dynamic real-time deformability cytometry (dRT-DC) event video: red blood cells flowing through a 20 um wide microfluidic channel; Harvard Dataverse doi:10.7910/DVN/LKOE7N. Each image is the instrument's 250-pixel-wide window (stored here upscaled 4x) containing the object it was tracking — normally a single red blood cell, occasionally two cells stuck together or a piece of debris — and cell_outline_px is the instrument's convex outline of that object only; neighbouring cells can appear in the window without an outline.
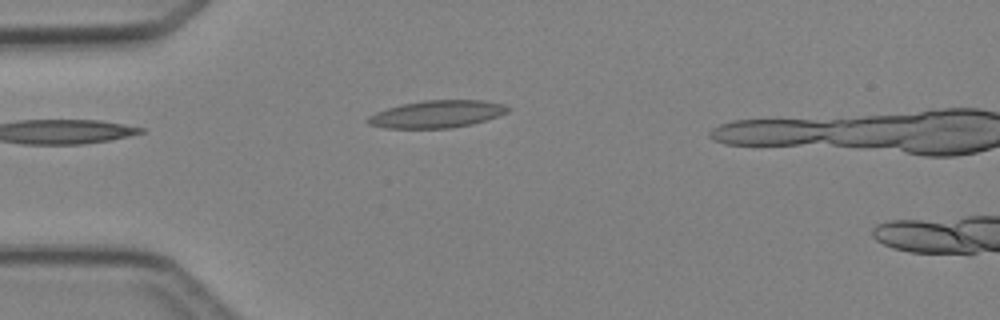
{"species": "Egyptian fruit bat (a non-hibernating species)", "species_latin": "Rousettus aegyptiacus", "temperature_condition": "cold", "stored_images_in_passage": 5, "camera_frame_rate_fps": 3000, "um_per_image_px": 0.085, "animal": {"sex": "female"}, "frame": {"image": 1, "passage_image": 3, "time_ms": 3.333, "image_size_px": [1000, 320], "cell_outline_px": [[512, 108], [508, 112], [472, 124], [452, 128], [384, 128], [368, 124], [368, 116], [376, 112], [400, 104], [424, 100], [484, 100], [504, 104]], "centroid_in_image_um": [37.15, 9.69], "position_along_channel_um": 47.9, "area_um2": 22.31}}
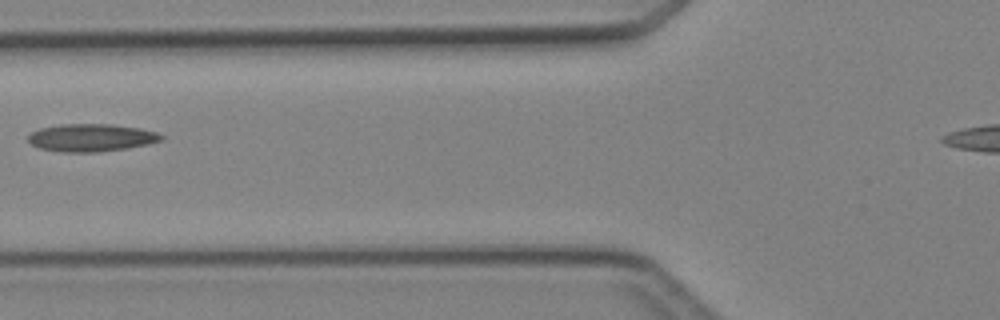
{"frame": {"image": 2, "passage_image": 5, "time_ms": 5.333, "image_size_px": [1000, 320], "cell_outline_px": [[164, 140], [124, 148], [96, 152], [64, 152], [40, 148], [32, 144], [28, 140], [28, 136], [32, 132], [40, 128], [60, 124], [112, 124], [140, 128], [156, 132], [164, 136]], "centroid_in_image_um": [7.75, 11.69], "position_along_channel_um": 118.1, "area_um2": 21.21}}